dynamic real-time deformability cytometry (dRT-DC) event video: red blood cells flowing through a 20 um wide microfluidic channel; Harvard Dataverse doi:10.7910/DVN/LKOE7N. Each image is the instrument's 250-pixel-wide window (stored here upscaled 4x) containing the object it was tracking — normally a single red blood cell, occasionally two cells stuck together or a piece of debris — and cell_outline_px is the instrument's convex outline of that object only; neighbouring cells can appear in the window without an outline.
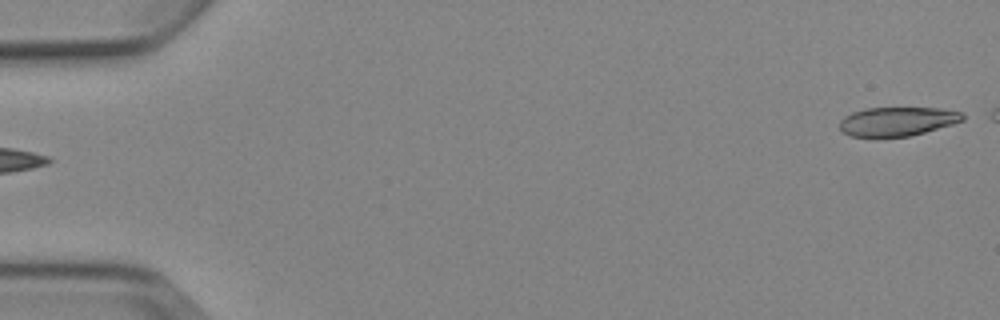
{"species": "Egyptian fruit bat (a non-hibernating species)", "species_latin": "Rousettus aegyptiacus", "temperature_condition": "cold", "stored_images_in_passage": 3, "segment_of_instrument_passage": [2, 2], "camera_frame_rate_fps": 3000, "um_per_image_px": 0.085, "animal": {"sex": "female"}, "frame": {"image": 1, "passage_image": 3, "time_ms": 2.333, "image_size_px": [1000, 320], "cell_outline_px": [[964, 120], [952, 124], [924, 132], [908, 136], [852, 136], [844, 132], [840, 128], [840, 120], [844, 116], [852, 112], [864, 108], [940, 108], [964, 112]], "centroid_in_image_um": [76.29, 10.3], "position_along_channel_um": 8.7, "area_um2": 20.58}}